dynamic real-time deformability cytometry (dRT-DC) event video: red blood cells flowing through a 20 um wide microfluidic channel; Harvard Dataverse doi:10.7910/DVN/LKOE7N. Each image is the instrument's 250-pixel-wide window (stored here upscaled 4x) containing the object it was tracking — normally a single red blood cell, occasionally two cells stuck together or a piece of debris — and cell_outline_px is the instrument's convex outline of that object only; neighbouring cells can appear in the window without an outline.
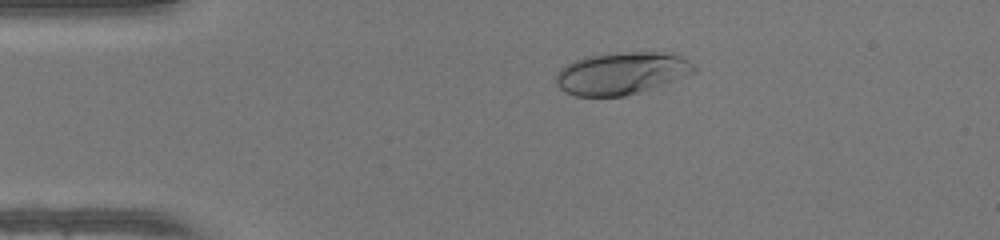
{"species": "human", "species_latin": "Homo sapiens", "temperature_condition": "warm", "stored_images_in_passage": 47, "camera_frame_rate_fps": 3000, "um_per_image_px": 0.085, "donor": {"sex": "female"}, "frame": {"image": 1, "passage_image": 8, "time_ms": 2.333, "image_size_px": [1000, 240], "cell_outline_px": [[700, 68], [696, 72], [640, 92], [624, 96], [576, 96], [564, 92], [556, 84], [556, 72], [560, 68], [584, 56], [608, 52], [680, 52]], "centroid_in_image_um": [52.89, 6.19], "position_along_channel_um": 32.1, "area_um2": 34.74}}
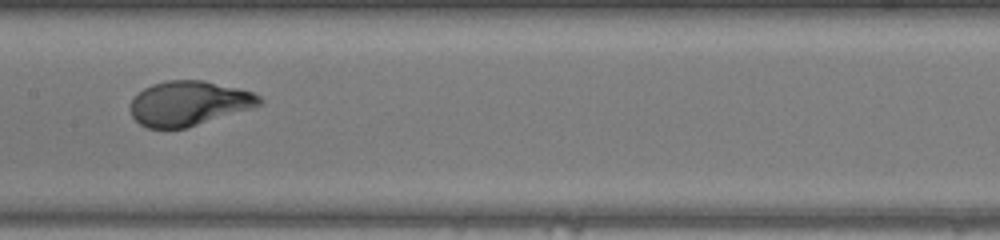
{"frame": {"image": 2, "passage_image": 23, "time_ms": 7.333, "image_size_px": [1000, 240], "cell_outline_px": [[264, 100], [260, 104], [252, 108], [184, 128], [148, 128], [140, 124], [132, 116], [128, 108], [132, 100], [144, 88], [152, 84], [168, 80], [204, 80], [252, 92], [260, 96]], "centroid_in_image_um": [16.03, 8.78], "position_along_channel_um": 191.4, "area_um2": 33.29}}
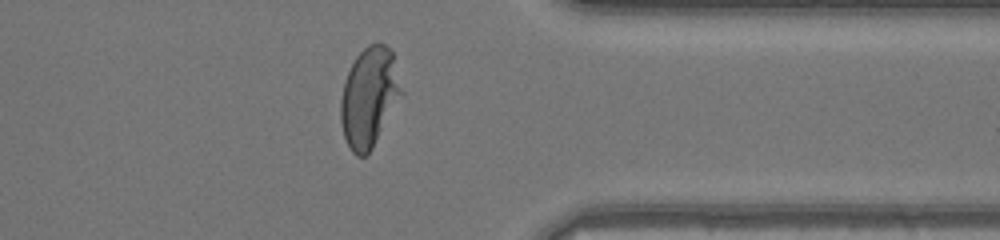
{"frame": {"image": 3, "passage_image": 37, "time_ms": 12.0, "image_size_px": [1000, 240], "cell_outline_px": [[404, 92], [372, 148], [364, 156], [356, 156], [352, 152], [344, 136], [340, 120], [340, 100], [344, 80], [356, 56], [368, 44], [384, 44], [392, 52]], "centroid_in_image_um": [31.38, 8.26], "position_along_channel_um": 380.0, "area_um2": 35.08}, "authors_computed_cell_mechanics": {"area_um2": 34.1598, "velocity_mm_per_s": 4.2267, "shape_relaxation_time_tau1_ms": 4.0373, "shape_relaxation_time_tau2_ms": null, "deformation_change_tau1": 0.2274, "deformation_change_tau2": null}}